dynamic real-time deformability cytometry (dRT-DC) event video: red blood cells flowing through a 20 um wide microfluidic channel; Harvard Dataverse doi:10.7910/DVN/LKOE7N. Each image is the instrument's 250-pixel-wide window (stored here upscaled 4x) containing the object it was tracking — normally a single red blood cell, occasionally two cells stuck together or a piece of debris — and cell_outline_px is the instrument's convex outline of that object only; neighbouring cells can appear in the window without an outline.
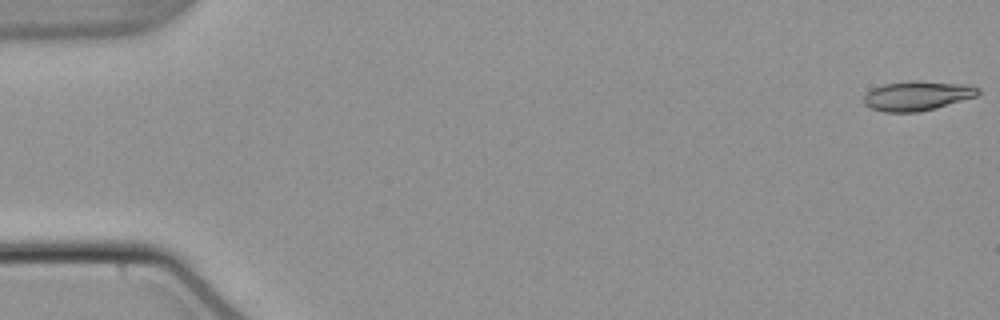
{"species": "common noctule bat (a hibernating species)", "species_latin": "Nyctalus noctula", "temperature_condition": "warm", "stored_images_in_passage": 54, "camera_frame_rate_fps": 3000, "um_per_image_px": 0.085, "animal": {"sex": "male", "body_mass_g": 21.5, "forearm_length_mm": 52.0}, "frame": {"image": 1, "passage_image": 1, "time_ms": 0.0, "image_size_px": [1000, 320], "cell_outline_px": [[980, 92], [976, 96], [936, 108], [916, 112], [884, 112], [872, 108], [864, 104], [864, 96], [872, 88], [884, 84], [908, 80], [916, 80], [972, 84], [980, 88]], "centroid_in_image_um": [78.0, 8.12], "position_along_channel_um": 7.0, "area_um2": 19.88}}
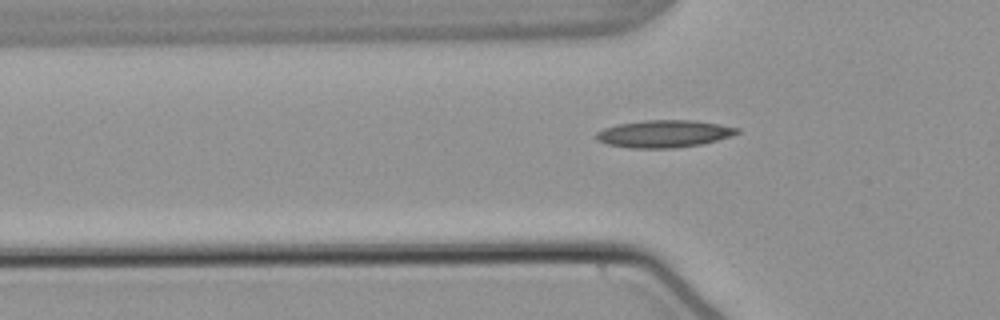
{"frame": {"image": 2, "passage_image": 18, "time_ms": 5.667, "image_size_px": [1000, 320], "cell_outline_px": [[740, 132], [732, 136], [700, 144], [676, 148], [628, 148], [608, 144], [596, 140], [596, 132], [604, 128], [620, 124], [644, 120], [692, 120], [740, 128]], "centroid_in_image_um": [56.43, 11.37], "position_along_channel_um": 69.4, "area_um2": 22.31}}
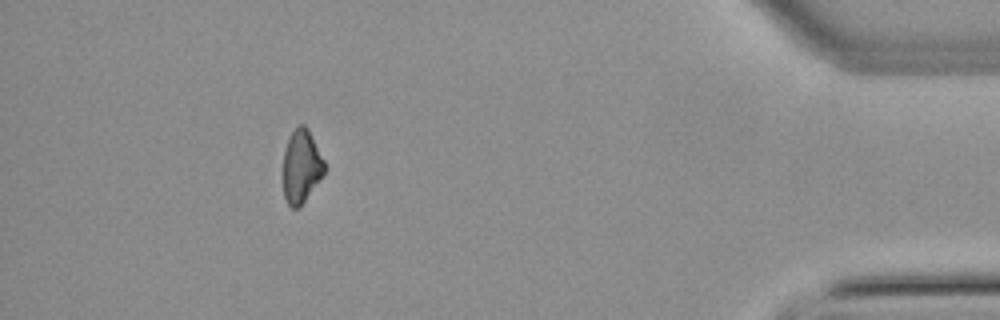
{"frame": {"image": 3, "passage_image": 49, "time_ms": 16.0, "image_size_px": [1000, 320], "cell_outline_px": [[328, 168], [324, 176], [300, 208], [292, 208], [288, 204], [284, 196], [284, 152], [288, 136], [300, 124], [304, 124], [308, 128]], "centroid_in_image_um": [25.65, 14.17], "position_along_channel_um": 409.5, "area_um2": 17.98}}